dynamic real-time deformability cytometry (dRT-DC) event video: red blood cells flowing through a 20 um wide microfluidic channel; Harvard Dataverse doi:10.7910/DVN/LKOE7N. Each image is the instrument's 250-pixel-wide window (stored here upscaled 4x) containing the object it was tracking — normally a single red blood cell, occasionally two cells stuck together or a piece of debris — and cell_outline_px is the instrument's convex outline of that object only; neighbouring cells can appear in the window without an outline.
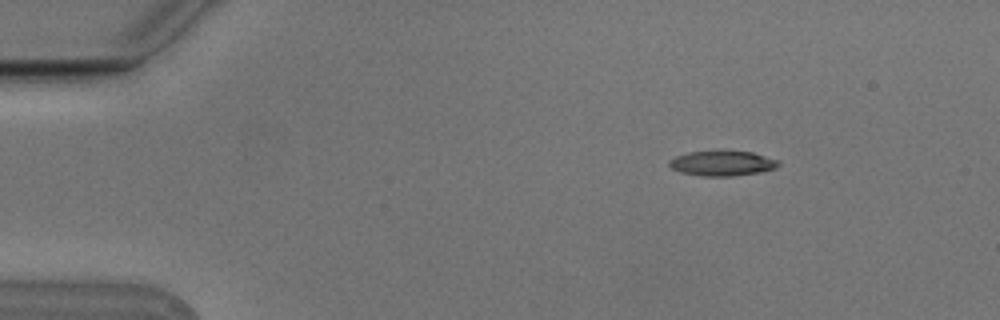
{"species": "Egyptian fruit bat (a non-hibernating species)", "species_latin": "Rousettus aegyptiacus", "temperature_condition": "cold", "stored_images_in_passage": 3, "camera_frame_rate_fps": 3000, "um_per_image_px": 0.085, "animal": {"sex": "male"}, "frame": {"image": 1, "passage_image": 1, "time_ms": 0.0, "image_size_px": [1000, 320], "cell_outline_px": [[780, 164], [776, 168], [760, 172], [732, 176], [700, 176], [680, 172], [672, 168], [668, 164], [668, 160], [676, 156], [688, 152], [752, 152], [780, 160]], "centroid_in_image_um": [61.4, 13.9], "position_along_channel_um": 23.6, "area_um2": 15.78}}